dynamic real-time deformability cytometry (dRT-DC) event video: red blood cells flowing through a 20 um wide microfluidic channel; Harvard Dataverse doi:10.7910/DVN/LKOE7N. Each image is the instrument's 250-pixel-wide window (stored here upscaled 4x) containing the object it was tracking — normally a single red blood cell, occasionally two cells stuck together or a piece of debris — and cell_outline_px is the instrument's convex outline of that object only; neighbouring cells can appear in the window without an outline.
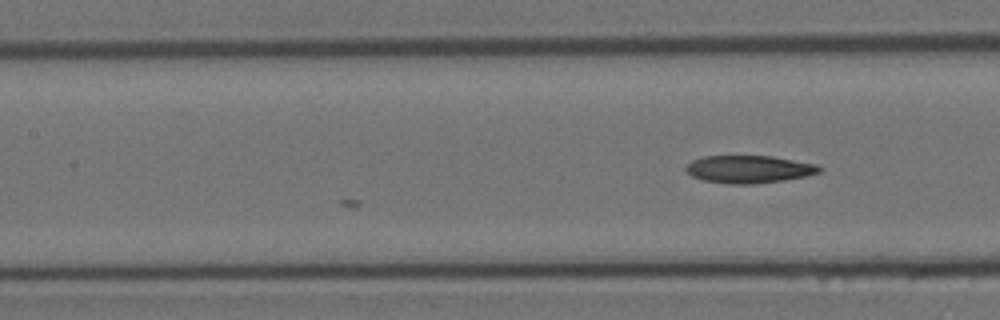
{"species": "Egyptian fruit bat (a non-hibernating species)", "species_latin": "Rousettus aegyptiacus", "temperature_condition": "room temperature", "stored_images_in_passage": 5, "camera_frame_rate_fps": 3000, "um_per_image_px": 0.085, "animal": {"sex": "female"}, "frame": {"image": 1, "passage_image": 5, "time_ms": 1.333, "image_size_px": [1000, 320], "cell_outline_px": [[824, 168], [820, 172], [804, 176], [784, 180], [752, 184], [728, 184], [704, 180], [692, 176], [684, 168], [692, 160], [704, 156], [772, 156], [816, 164]], "centroid_in_image_um": [63.66, 14.38], "position_along_channel_um": 143.7, "area_um2": 21.39}}